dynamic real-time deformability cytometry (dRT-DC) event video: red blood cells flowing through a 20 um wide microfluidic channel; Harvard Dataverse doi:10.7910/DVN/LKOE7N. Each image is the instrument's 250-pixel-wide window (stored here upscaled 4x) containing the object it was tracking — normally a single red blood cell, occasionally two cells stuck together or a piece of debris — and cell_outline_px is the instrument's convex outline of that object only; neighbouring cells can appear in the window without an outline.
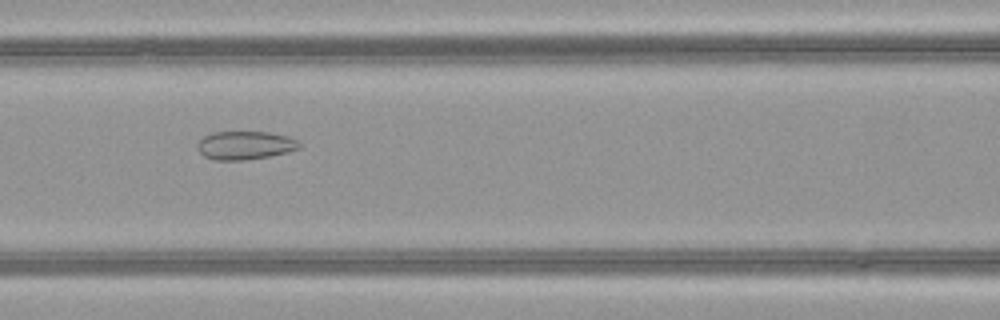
{"species": "common noctule bat (a hibernating species)", "species_latin": "Nyctalus noctula", "temperature_condition": "warm", "stored_images_in_passage": 51, "camera_frame_rate_fps": 3000, "um_per_image_px": 0.085, "animal": {"sex": "female", "body_mass_g": 21.9}, "frame": {"image": 1, "passage_image": 23, "time_ms": 7.333, "image_size_px": [1000, 320], "cell_outline_px": [[300, 148], [288, 152], [268, 156], [244, 160], [212, 160], [204, 156], [196, 148], [196, 144], [204, 136], [212, 132], [268, 132], [288, 136], [296, 140], [300, 144]], "centroid_in_image_um": [20.8, 12.35], "position_along_channel_um": 145.8, "area_um2": 16.88}}
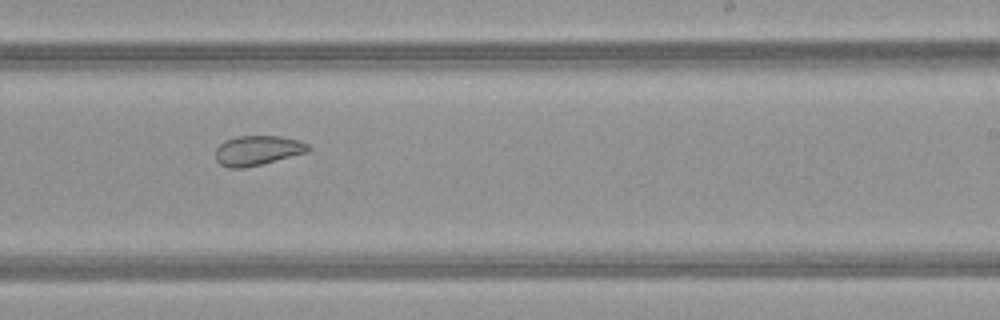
{"frame": {"image": 2, "passage_image": 32, "time_ms": 10.333, "image_size_px": [1000, 320], "cell_outline_px": [[312, 148], [308, 152], [244, 168], [228, 168], [220, 164], [216, 160], [216, 148], [224, 140], [236, 136], [280, 136], [300, 140], [308, 144]], "centroid_in_image_um": [21.89, 12.78], "position_along_channel_um": 267.1, "area_um2": 16.13}}
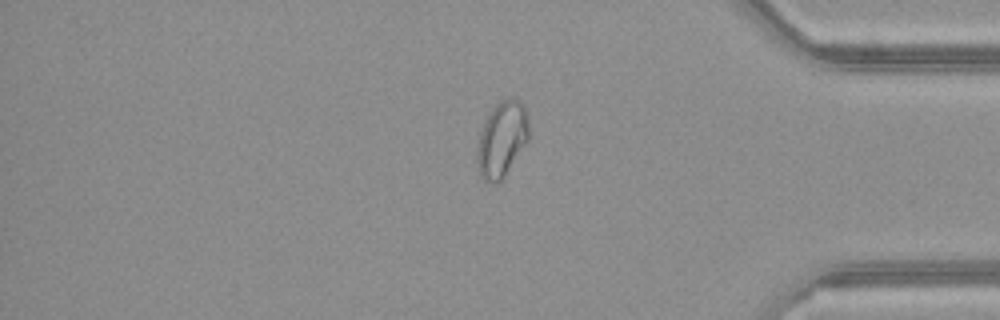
{"frame": {"image": 3, "passage_image": 43, "time_ms": 14.0, "image_size_px": [1000, 320], "cell_outline_px": [[528, 140], [504, 176], [496, 184], [484, 180], [480, 172], [476, 160], [476, 148], [480, 132], [484, 120], [488, 112], [500, 100], [508, 96], [512, 96], [524, 108], [528, 120]], "centroid_in_image_um": [42.62, 11.81], "position_along_channel_um": 392.6, "area_um2": 22.66}, "authors_computed_cell_mechanics": {"area_um2": 22.6576, "velocity_mm_per_s": 4.0593, "shape_relaxation_time_tau1_ms": null, "shape_relaxation_time_tau2_ms": 1.4908, "deformation_change_tau1": null, "deformation_change_tau2": 0.0794}}